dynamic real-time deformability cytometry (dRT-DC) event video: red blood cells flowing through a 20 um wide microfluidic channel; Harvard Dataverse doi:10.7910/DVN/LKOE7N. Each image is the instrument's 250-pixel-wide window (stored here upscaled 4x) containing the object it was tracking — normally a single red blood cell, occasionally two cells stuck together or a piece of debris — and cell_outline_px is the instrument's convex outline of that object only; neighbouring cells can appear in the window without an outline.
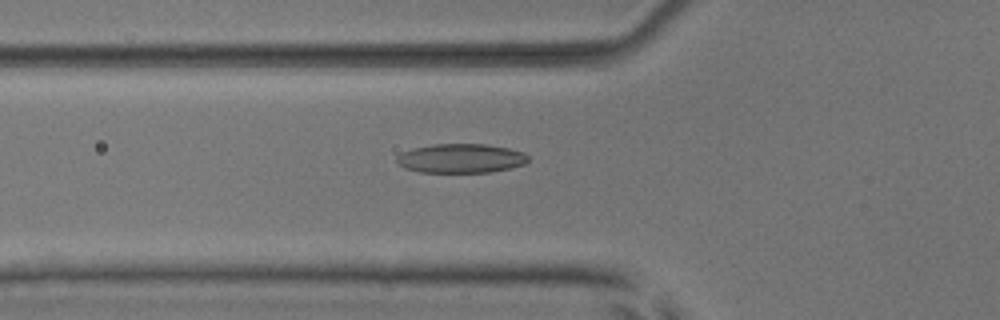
{"species": "common noctule bat (a hibernating species)", "species_latin": "Nyctalus noctula", "temperature_condition": "room temperature", "stored_images_in_passage": 31, "camera_frame_rate_fps": 3000, "um_per_image_px": 0.085, "animal": {"sex": "male", "body_mass_g": 17.9, "forearm_length_mm": 54.2}, "frame": {"image": 1, "passage_image": 2, "time_ms": 0.333, "image_size_px": [1000, 320], "cell_outline_px": [[528, 160], [524, 164], [512, 168], [492, 172], [420, 172], [404, 168], [396, 160], [396, 156], [400, 152], [412, 148], [432, 144], [484, 144], [508, 148], [524, 152], [528, 156]], "centroid_in_image_um": [39.16, 13.46], "position_along_channel_um": 86.6, "area_um2": 22.48}}
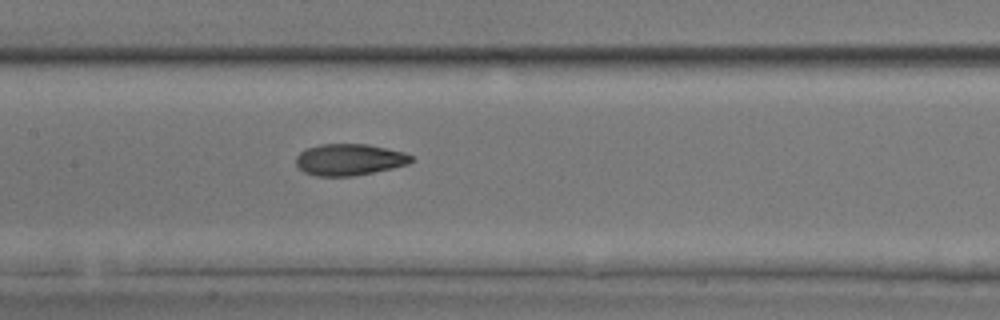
{"frame": {"image": 2, "passage_image": 9, "time_ms": 2.667, "image_size_px": [1000, 320], "cell_outline_px": [[416, 160], [408, 164], [392, 168], [352, 176], [316, 176], [304, 172], [296, 164], [296, 156], [304, 148], [320, 144], [368, 144], [404, 152], [412, 156]], "centroid_in_image_um": [29.69, 13.56], "position_along_channel_um": 177.7, "area_um2": 21.27}}
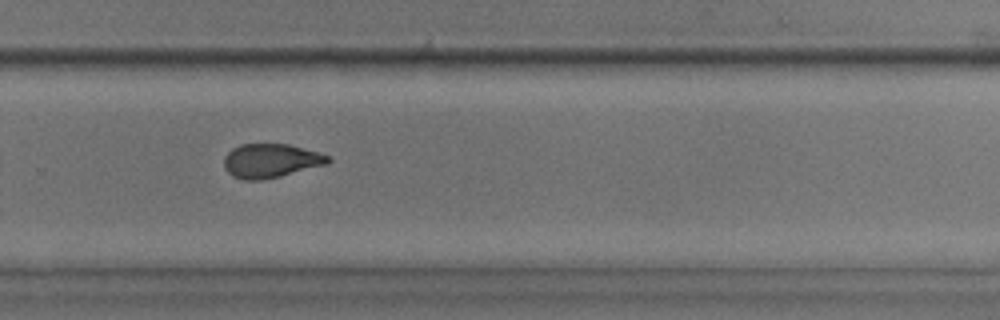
{"frame": {"image": 3, "passage_image": 19, "time_ms": 6.0, "image_size_px": [1000, 320], "cell_outline_px": [[332, 160], [328, 164], [264, 180], [244, 180], [232, 176], [224, 168], [224, 156], [232, 148], [240, 144], [288, 144], [316, 152], [328, 156]], "centroid_in_image_um": [22.98, 13.67], "position_along_channel_um": 306.8, "area_um2": 20.58}, "authors_computed_cell_mechanics": {"area_um2": 20.6346, "velocity_mm_per_s": 3.8911, "shape_relaxation_time_tau1_ms": 7.5121, "shape_relaxation_time_tau2_ms": 2.0349, "deformation_change_tau1": 0.1905, "deformation_change_tau2": 0.0873}}